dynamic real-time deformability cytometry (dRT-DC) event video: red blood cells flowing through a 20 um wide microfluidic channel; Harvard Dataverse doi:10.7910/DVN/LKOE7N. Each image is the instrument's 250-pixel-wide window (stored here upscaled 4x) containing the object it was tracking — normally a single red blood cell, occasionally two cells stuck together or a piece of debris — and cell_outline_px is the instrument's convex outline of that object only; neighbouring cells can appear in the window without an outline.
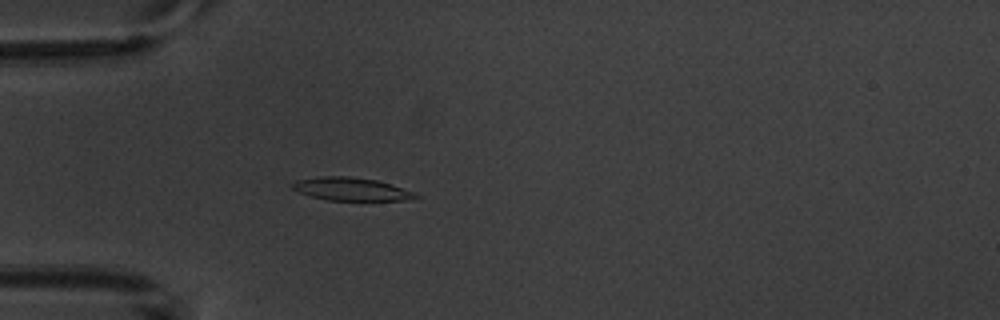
{"species": "common noctule bat (a hibernating species)", "species_latin": "Nyctalus noctula", "temperature_condition": "warm", "stored_images_in_passage": 4, "camera_frame_rate_fps": 3000, "um_per_image_px": 0.085, "animal": {"sex": "male", "body_mass_g": 20.1, "forearm_length_mm": 53.5}, "frame": {"image": 1, "passage_image": 4, "time_ms": 3.667, "image_size_px": [1000, 320], "cell_outline_px": [[420, 196], [404, 200], [328, 200], [312, 196], [300, 192], [292, 188], [292, 184], [296, 180], [320, 176], [348, 176], [376, 180], [416, 192]], "centroid_in_image_um": [29.85, 16.06], "position_along_channel_um": 55.1, "area_um2": 16.3}}